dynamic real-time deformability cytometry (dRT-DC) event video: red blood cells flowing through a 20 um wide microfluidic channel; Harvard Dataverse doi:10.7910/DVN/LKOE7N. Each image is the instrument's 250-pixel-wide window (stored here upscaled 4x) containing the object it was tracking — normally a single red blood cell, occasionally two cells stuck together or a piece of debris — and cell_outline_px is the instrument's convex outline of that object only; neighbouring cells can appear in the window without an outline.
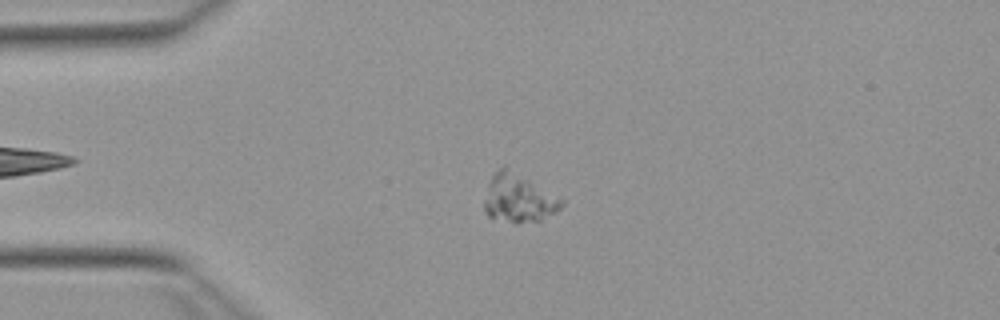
{"species": "Egyptian fruit bat (a non-hibernating species)", "species_latin": "Rousettus aegyptiacus", "temperature_condition": "warm", "stored_images_in_passage": 42, "camera_frame_rate_fps": 3000, "um_per_image_px": 0.085, "animal": {"sex": "female"}, "frame": {"image": 1, "passage_image": 13, "time_ms": 4.0, "image_size_px": [1000, 320], "cell_outline_px": [[564, 204], [556, 212], [540, 220], [516, 224], [488, 216], [484, 212], [484, 200], [488, 184], [492, 176], [504, 164], [564, 200]], "centroid_in_image_um": [44.06, 16.85], "position_along_channel_um": 40.9, "area_um2": 21.79}}
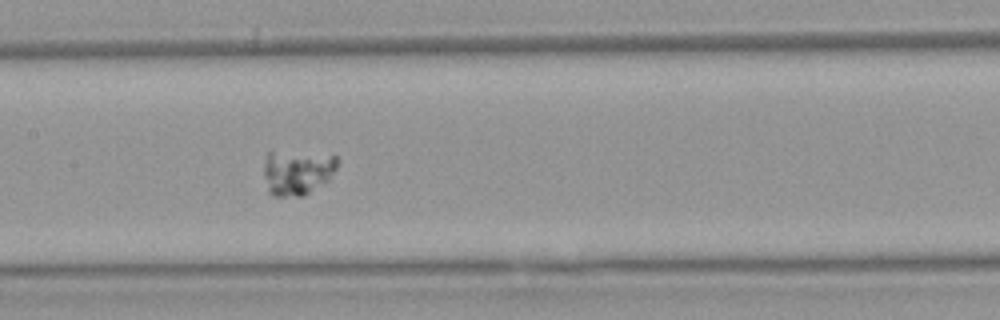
{"frame": {"image": 2, "passage_image": 26, "time_ms": 8.333, "image_size_px": [1000, 320], "cell_outline_px": [[336, 168], [328, 180], [304, 196], [272, 196], [268, 192], [264, 176], [264, 160], [268, 152], [272, 152], [336, 156]], "centroid_in_image_um": [25.21, 14.69], "position_along_channel_um": 182.2, "area_um2": 18.79}}
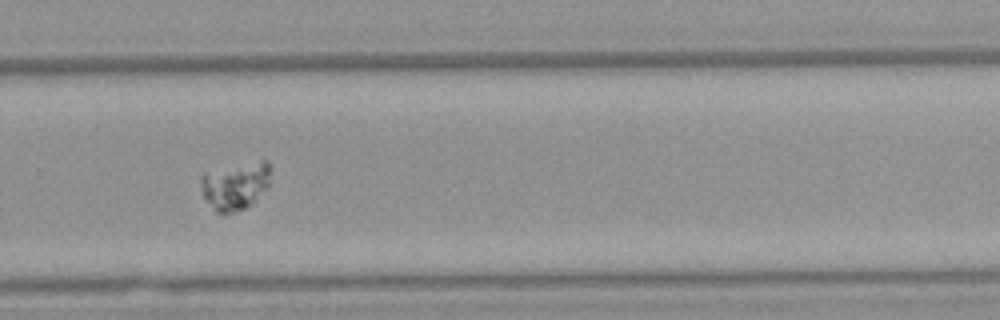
{"frame": {"image": 3, "passage_image": 36, "time_ms": 11.667, "image_size_px": [1000, 320], "cell_outline_px": [[268, 188], [252, 204], [244, 208], [232, 212], [216, 212], [212, 208], [204, 196], [200, 184], [200, 172], [260, 160], [268, 160]], "centroid_in_image_um": [19.96, 15.77], "position_along_channel_um": 309.8, "area_um2": 19.31}}